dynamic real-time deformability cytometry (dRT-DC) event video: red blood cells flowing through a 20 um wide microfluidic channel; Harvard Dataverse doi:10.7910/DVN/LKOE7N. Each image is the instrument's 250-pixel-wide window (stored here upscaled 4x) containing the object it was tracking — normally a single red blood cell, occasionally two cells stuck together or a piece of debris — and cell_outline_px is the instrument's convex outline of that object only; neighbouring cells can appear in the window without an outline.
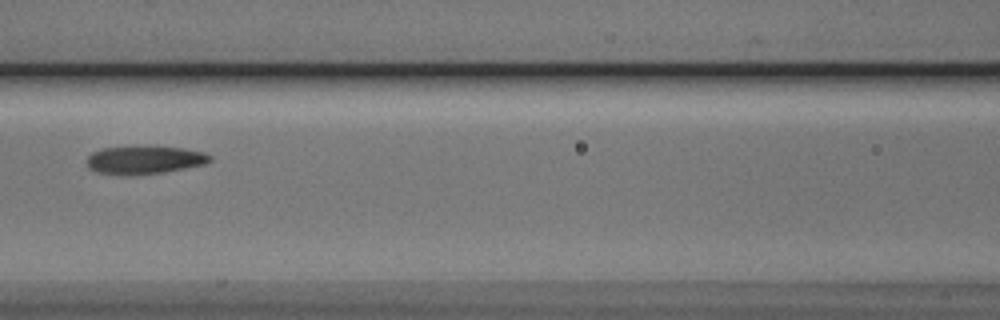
{"species": "Egyptian fruit bat (a non-hibernating species)", "species_latin": "Rousettus aegyptiacus", "temperature_condition": "cold", "stored_images_in_passage": 5, "camera_frame_rate_fps": 3000, "um_per_image_px": 0.085, "animal": {"sex": "male"}, "frame": {"image": 1, "passage_image": 5, "time_ms": 1.333, "image_size_px": [1000, 320], "cell_outline_px": [[212, 160], [204, 164], [184, 168], [160, 172], [96, 172], [88, 168], [88, 156], [92, 152], [100, 148], [184, 148], [204, 152], [212, 156]], "centroid_in_image_um": [12.33, 13.56], "position_along_channel_um": 154.3, "area_um2": 18.67}}